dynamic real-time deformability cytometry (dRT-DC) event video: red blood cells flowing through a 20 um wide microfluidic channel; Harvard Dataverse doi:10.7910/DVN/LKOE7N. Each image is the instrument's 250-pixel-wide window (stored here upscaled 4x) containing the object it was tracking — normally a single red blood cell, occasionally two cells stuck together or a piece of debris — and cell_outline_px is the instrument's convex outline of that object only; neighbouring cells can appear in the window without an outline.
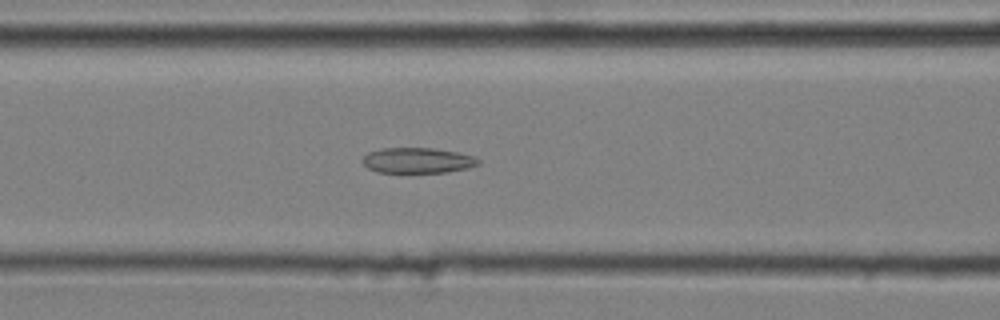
{"species": "common noctule bat (a hibernating species)", "species_latin": "Nyctalus noctula", "temperature_condition": "cold", "stored_images_in_passage": 52, "camera_frame_rate_fps": 3000, "um_per_image_px": 0.085, "animal": {"sex": "male", "body_mass_g": 20.4}, "frame": {"image": 1, "passage_image": 22, "time_ms": 7.0, "image_size_px": [1000, 320], "cell_outline_px": [[480, 164], [468, 168], [448, 172], [376, 172], [368, 168], [360, 160], [368, 152], [380, 148], [432, 148], [456, 152], [476, 156], [480, 160]], "centroid_in_image_um": [35.5, 13.63], "position_along_channel_um": 131.1, "area_um2": 17.28}}
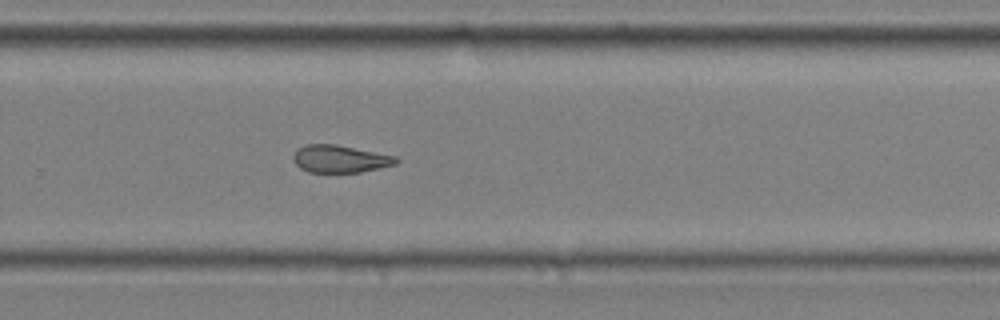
{"frame": {"image": 2, "passage_image": 36, "time_ms": 11.667, "image_size_px": [1000, 320], "cell_outline_px": [[400, 160], [396, 164], [380, 168], [360, 172], [308, 172], [300, 168], [292, 160], [292, 156], [296, 148], [304, 144], [336, 144], [396, 156]], "centroid_in_image_um": [28.87, 13.5], "position_along_channel_um": 300.9, "area_um2": 16.65}}
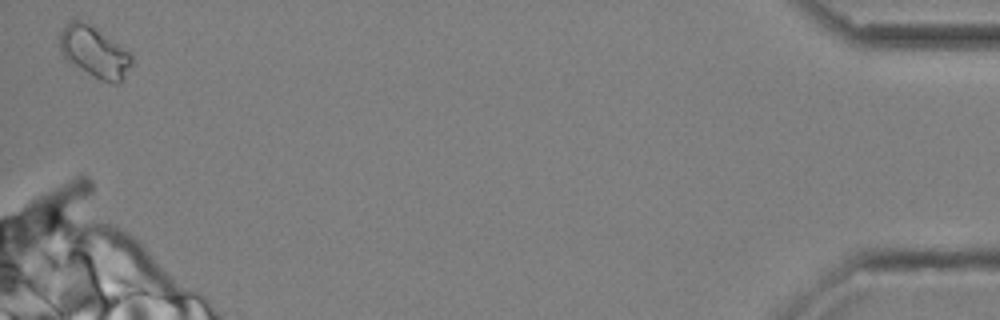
{"frame": {"image": 3, "passage_image": 52, "time_ms": 17.0, "image_size_px": [1000, 320], "cell_outline_px": [[132, 64], [124, 80], [120, 84], [116, 84], [100, 80], [68, 60], [64, 56], [60, 48], [60, 32], [72, 20], [80, 20], [88, 24], [124, 48], [132, 56]], "centroid_in_image_um": [8.06, 4.46], "position_along_channel_um": 427.1, "area_um2": 20.75}, "authors_computed_cell_mechanics": {"area_um2": 17.6579, "velocity_mm_per_s": 3.6486, "shape_relaxation_time_tau1_ms": null, "shape_relaxation_time_tau2_ms": 3.7285, "deformation_change_tau1": null, "deformation_change_tau2": 0.1115}}